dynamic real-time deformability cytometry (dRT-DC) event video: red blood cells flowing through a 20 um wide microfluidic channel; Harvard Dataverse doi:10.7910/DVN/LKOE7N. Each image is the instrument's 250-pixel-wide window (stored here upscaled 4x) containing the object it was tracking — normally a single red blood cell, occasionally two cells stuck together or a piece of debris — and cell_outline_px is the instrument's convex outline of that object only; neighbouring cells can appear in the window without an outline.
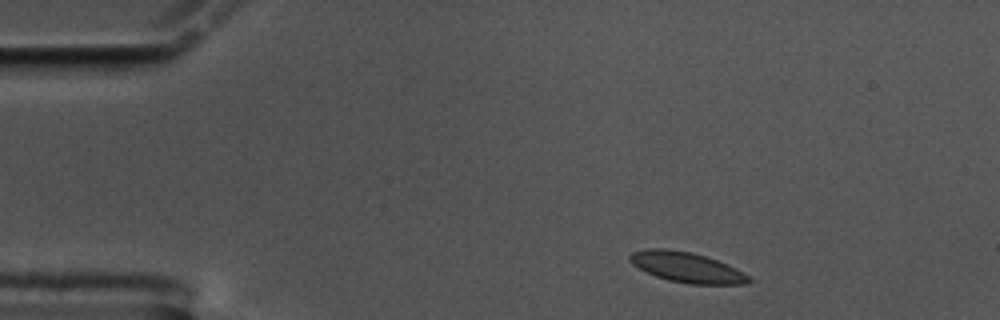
{"species": "common noctule bat (a hibernating species)", "species_latin": "Nyctalus noctula", "temperature_condition": "cold", "stored_images_in_passage": 50, "camera_frame_rate_fps": 3000, "um_per_image_px": 0.085, "animal": {"sex": "male", "body_mass_g": 17.5, "forearm_length_mm": 52.3}, "frame": {"image": 1, "passage_image": 1, "time_ms": 0.0, "image_size_px": [1000, 320], "cell_outline_px": [[752, 280], [748, 284], [688, 284], [668, 280], [656, 276], [632, 264], [628, 260], [628, 256], [632, 252], [644, 248], [664, 248], [692, 252], [716, 260], [736, 268], [748, 276]], "centroid_in_image_um": [58.34, 22.71], "position_along_channel_um": 26.7, "area_um2": 20.92}}
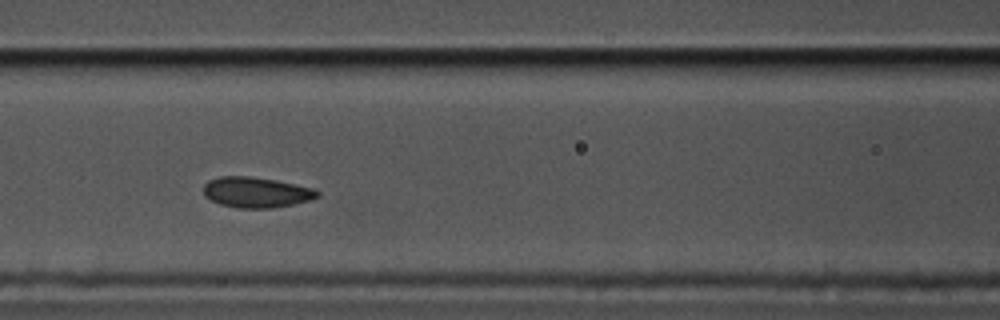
{"frame": {"image": 2, "passage_image": 17, "time_ms": 5.333, "image_size_px": [1000, 320], "cell_outline_px": [[320, 196], [308, 200], [292, 204], [272, 208], [236, 208], [220, 204], [204, 196], [204, 184], [208, 180], [220, 176], [248, 176], [276, 180], [312, 188], [320, 192]], "centroid_in_image_um": [21.75, 16.34], "position_along_channel_um": 144.8, "area_um2": 20.17}}
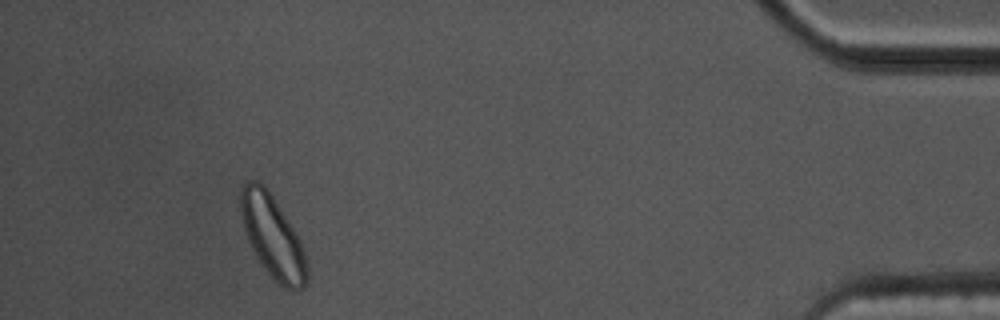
{"frame": {"image": 3, "passage_image": 46, "time_ms": 15.0, "image_size_px": [1000, 320], "cell_outline_px": [[308, 280], [304, 288], [292, 292], [284, 288], [268, 272], [256, 256], [248, 240], [240, 216], [240, 192], [244, 184], [248, 180], [256, 180], [264, 184], [268, 188], [300, 240], [308, 268]], "centroid_in_image_um": [23.18, 20.11], "position_along_channel_um": 412.0, "area_um2": 31.73}, "authors_computed_cell_mechanics": {"area_um2": 20.3745, "velocity_mm_per_s": 3.4028, "shape_relaxation_time_tau1_ms": 2.1927, "shape_relaxation_time_tau2_ms": null, "deformation_change_tau1": 0.061, "deformation_change_tau2": null}}